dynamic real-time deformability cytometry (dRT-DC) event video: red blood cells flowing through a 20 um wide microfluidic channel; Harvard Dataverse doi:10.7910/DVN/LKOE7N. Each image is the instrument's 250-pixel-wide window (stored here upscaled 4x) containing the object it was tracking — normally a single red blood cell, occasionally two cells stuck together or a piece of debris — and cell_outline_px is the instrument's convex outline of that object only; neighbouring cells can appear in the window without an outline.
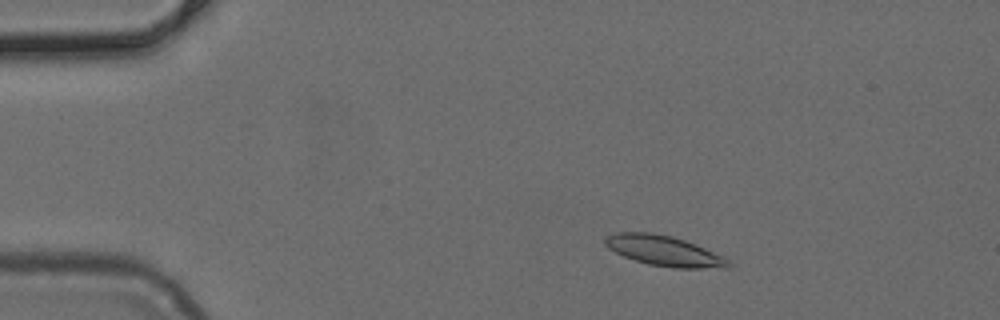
{"species": "common noctule bat (a hibernating species)", "species_latin": "Nyctalus noctula", "temperature_condition": "cold", "stored_images_in_passage": 49, "camera_frame_rate_fps": 3000, "um_per_image_px": 0.085, "animal": {"sex": "female", "body_mass_g": 24.6, "forearm_length_mm": 56.2}, "frame": {"image": 1, "passage_image": 7, "time_ms": 2.0, "image_size_px": [1000, 320], "cell_outline_px": [[732, 268], [672, 268], [648, 264], [624, 256], [608, 248], [604, 244], [604, 236], [616, 232], [652, 232], [672, 236], [696, 244], [724, 256], [732, 264]], "centroid_in_image_um": [56.46, 21.32], "position_along_channel_um": 28.5, "area_um2": 21.96}}
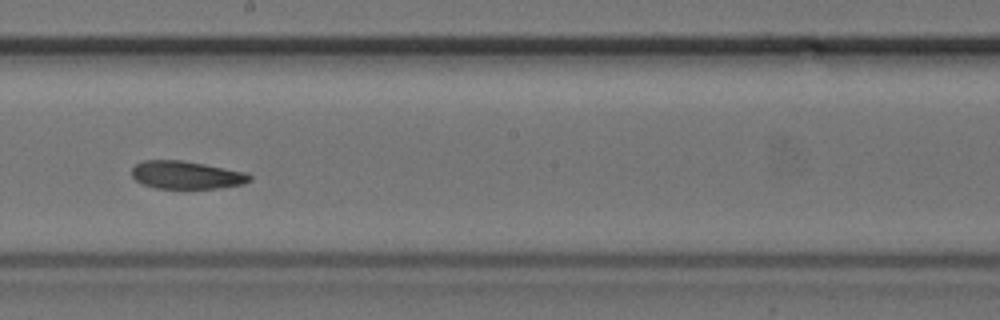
{"frame": {"image": 2, "passage_image": 27, "time_ms": 8.667, "image_size_px": [1000, 320], "cell_outline_px": [[252, 180], [244, 184], [220, 188], [156, 188], [140, 184], [132, 176], [132, 168], [136, 164], [144, 160], [180, 160], [204, 164], [244, 172], [252, 176]], "centroid_in_image_um": [15.83, 14.88], "position_along_channel_um": 232.4, "area_um2": 19.13}}
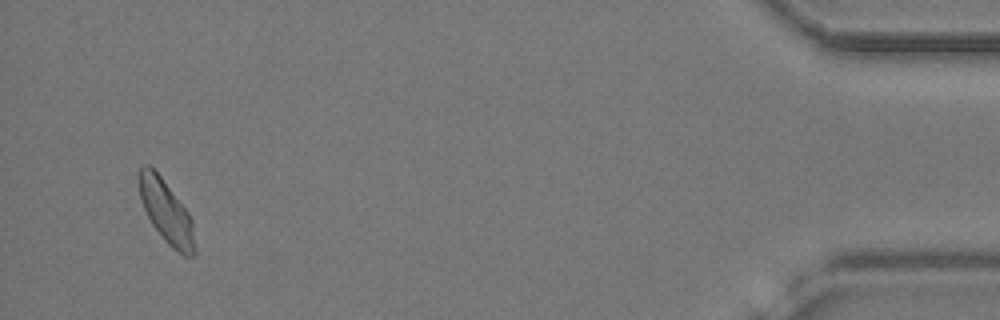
{"frame": {"image": 3, "passage_image": 47, "time_ms": 15.333, "image_size_px": [1000, 320], "cell_outline_px": [[196, 256], [184, 256], [172, 248], [164, 240], [152, 224], [144, 208], [140, 196], [140, 168], [144, 164], [148, 164], [160, 176], [188, 212], [192, 220], [196, 252]], "centroid_in_image_um": [14.17, 18.06], "position_along_channel_um": 421.0, "area_um2": 20.0}}